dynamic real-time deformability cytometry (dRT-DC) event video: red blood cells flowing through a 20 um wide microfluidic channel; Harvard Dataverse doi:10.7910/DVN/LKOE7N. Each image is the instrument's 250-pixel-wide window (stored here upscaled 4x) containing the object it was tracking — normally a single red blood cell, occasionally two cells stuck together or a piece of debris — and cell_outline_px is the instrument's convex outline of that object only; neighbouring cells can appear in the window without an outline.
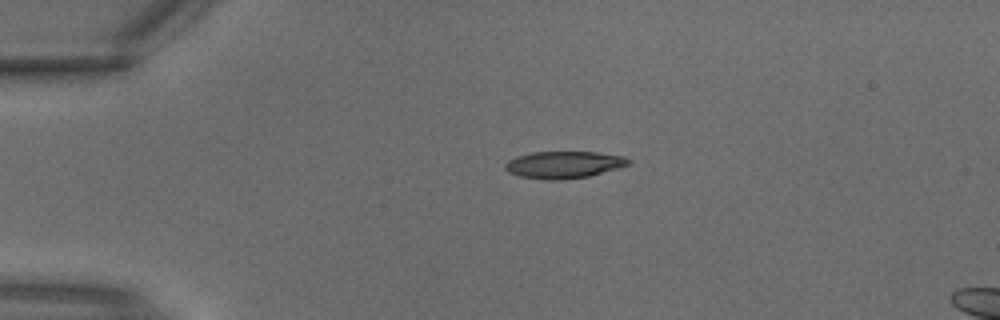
{"species": "common noctule bat (a hibernating species)", "species_latin": "Nyctalus noctula", "temperature_condition": "warm", "stored_images_in_passage": 2, "segment_of_instrument_passage": [1, 2], "camera_frame_rate_fps": 3000, "um_per_image_px": 0.085, "animal": {"sex": "male", "body_mass_g": 18.8}, "frame": {"image": 1, "passage_image": 1, "time_ms": 0.0, "image_size_px": [1000, 320], "cell_outline_px": [[632, 164], [620, 168], [588, 176], [560, 180], [544, 180], [520, 176], [508, 172], [504, 168], [504, 164], [508, 160], [516, 156], [532, 152], [596, 152], [624, 156], [632, 160]], "centroid_in_image_um": [47.94, 14.0], "position_along_channel_um": 37.1, "area_um2": 19.65}}